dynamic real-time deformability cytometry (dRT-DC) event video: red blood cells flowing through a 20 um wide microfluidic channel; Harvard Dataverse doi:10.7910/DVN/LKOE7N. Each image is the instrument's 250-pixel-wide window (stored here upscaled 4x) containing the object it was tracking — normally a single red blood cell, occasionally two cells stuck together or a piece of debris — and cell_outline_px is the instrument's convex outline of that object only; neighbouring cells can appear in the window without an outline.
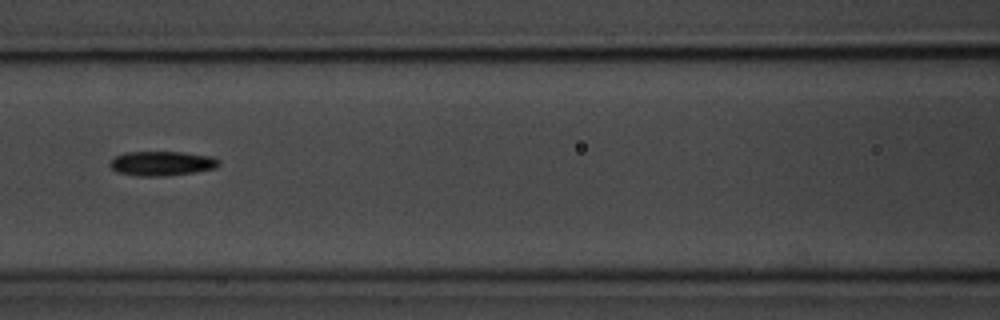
{"species": "common noctule bat (a hibernating species)", "species_latin": "Nyctalus noctula", "temperature_condition": "room temperature", "stored_images_in_passage": 8, "camera_frame_rate_fps": 3000, "um_per_image_px": 0.085, "animal": {"sex": "male", "body_mass_g": 20.1, "forearm_length_mm": 53.5}, "frame": {"image": 1, "passage_image": 6, "time_ms": 5.667, "image_size_px": [1000, 320], "cell_outline_px": [[220, 164], [216, 168], [196, 172], [164, 176], [136, 176], [116, 172], [108, 164], [116, 156], [128, 152], [184, 152], [212, 156], [220, 160]], "centroid_in_image_um": [13.79, 13.89], "position_along_channel_um": 152.8, "area_um2": 15.66}}
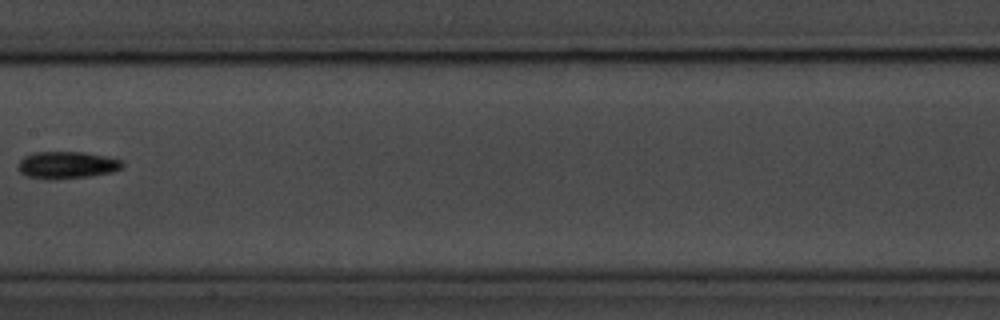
{"frame": {"image": 2, "passage_image": 7, "time_ms": 7.0, "image_size_px": [1000, 320], "cell_outline_px": [[124, 164], [120, 168], [112, 172], [88, 176], [52, 180], [48, 180], [28, 176], [20, 172], [16, 168], [20, 160], [24, 156], [32, 152], [84, 152], [124, 160]], "centroid_in_image_um": [5.65, 14.02], "position_along_channel_um": 201.7, "area_um2": 16.59}}